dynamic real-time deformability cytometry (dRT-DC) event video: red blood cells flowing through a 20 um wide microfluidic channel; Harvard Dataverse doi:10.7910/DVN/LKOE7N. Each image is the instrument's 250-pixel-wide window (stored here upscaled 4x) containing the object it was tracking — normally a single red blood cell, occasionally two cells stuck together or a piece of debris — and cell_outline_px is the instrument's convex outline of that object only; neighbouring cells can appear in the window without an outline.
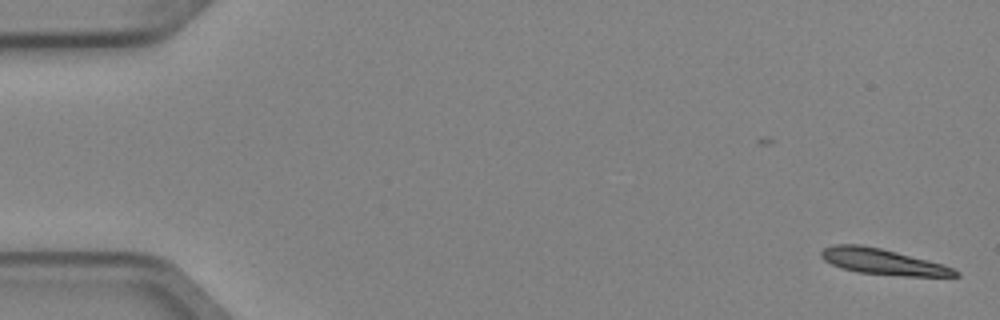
{"species": "Egyptian fruit bat (a non-hibernating species)", "species_latin": "Rousettus aegyptiacus", "temperature_condition": "cold", "stored_images_in_passage": 6, "camera_frame_rate_fps": 3000, "um_per_image_px": 0.085, "animal": {"sex": "female"}, "frame": {"image": 1, "passage_image": 1, "time_ms": 0.0, "image_size_px": [1000, 320], "cell_outline_px": [[960, 276], [900, 276], [856, 272], [840, 268], [824, 260], [820, 256], [820, 252], [824, 248], [836, 244], [860, 244], [880, 248], [944, 264], [960, 272]], "centroid_in_image_um": [75.03, 22.25], "position_along_channel_um": 10.0, "area_um2": 20.17}}